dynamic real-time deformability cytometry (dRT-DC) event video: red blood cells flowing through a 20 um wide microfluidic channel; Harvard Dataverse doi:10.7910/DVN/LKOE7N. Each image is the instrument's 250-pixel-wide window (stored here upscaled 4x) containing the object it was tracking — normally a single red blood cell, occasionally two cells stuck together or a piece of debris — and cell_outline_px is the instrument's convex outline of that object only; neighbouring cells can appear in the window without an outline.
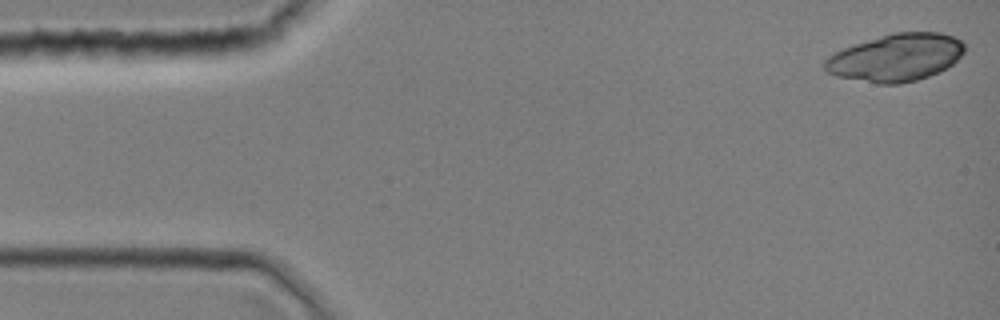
{"species": "common noctule bat (a hibernating species)", "species_latin": "Nyctalus noctula", "temperature_condition": "room temperature", "stored_images_in_passage": 39, "camera_frame_rate_fps": 3000, "um_per_image_px": 0.085, "animal": {"sex": "female", "body_mass_g": 19.0, "forearm_length_mm": 51.5}, "frame": {"image": 1, "passage_image": 1, "time_ms": 0.0, "image_size_px": [1000, 320], "cell_outline_px": [[964, 52], [952, 64], [928, 76], [916, 80], [900, 84], [876, 84], [836, 76], [828, 72], [824, 68], [824, 60], [828, 56], [844, 48], [892, 32], [940, 32], [952, 36], [960, 40], [964, 44]], "centroid_in_image_um": [76.13, 4.89], "position_along_channel_um": 8.9, "area_um2": 38.38}}